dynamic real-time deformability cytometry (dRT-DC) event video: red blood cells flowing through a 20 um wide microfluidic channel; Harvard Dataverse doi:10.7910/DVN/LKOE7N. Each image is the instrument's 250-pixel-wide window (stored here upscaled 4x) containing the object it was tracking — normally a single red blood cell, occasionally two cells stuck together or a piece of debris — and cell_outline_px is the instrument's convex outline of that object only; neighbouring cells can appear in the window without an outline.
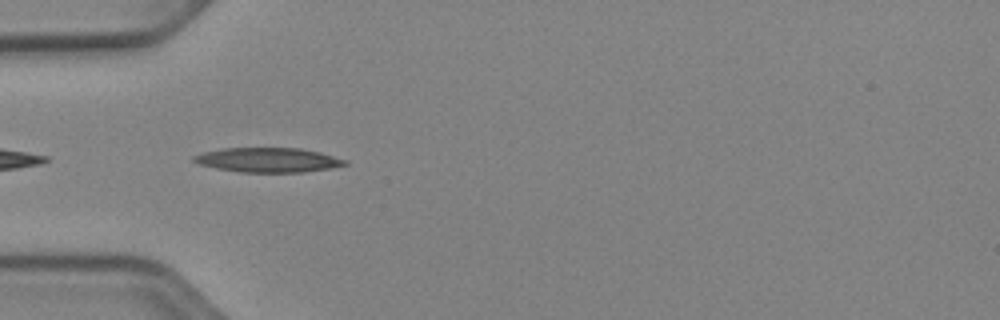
{"species": "Egyptian fruit bat (a non-hibernating species)", "species_latin": "Rousettus aegyptiacus", "temperature_condition": "cold", "stored_images_in_passage": 5, "camera_frame_rate_fps": 3000, "um_per_image_px": 0.085, "animal": {"sex": "female"}, "frame": {"image": 1, "passage_image": 2, "time_ms": 0.333, "image_size_px": [1000, 320], "cell_outline_px": [[348, 164], [332, 168], [304, 172], [240, 172], [216, 168], [200, 164], [192, 160], [192, 156], [204, 152], [220, 148], [300, 148], [320, 152], [348, 160]], "centroid_in_image_um": [22.81, 13.59], "position_along_channel_um": 62.2, "area_um2": 21.68}}
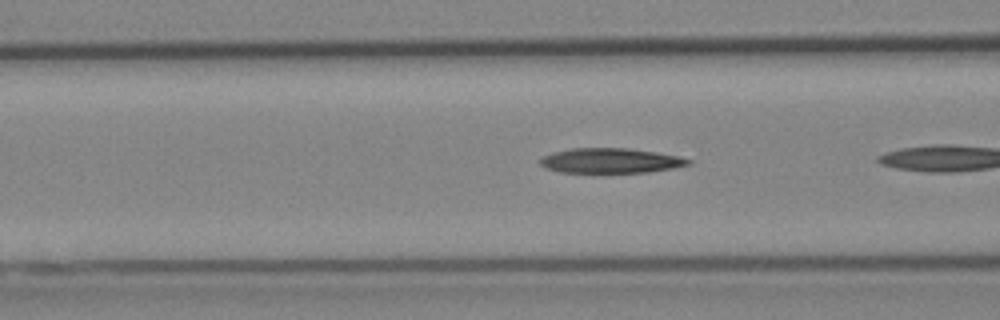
{"frame": {"image": 2, "passage_image": 4, "time_ms": 1.0, "image_size_px": [1000, 320], "cell_outline_px": [[692, 164], [672, 168], [648, 172], [560, 172], [548, 168], [540, 164], [540, 160], [544, 156], [552, 152], [572, 148], [628, 148], [656, 152], [680, 156], [692, 160]], "centroid_in_image_um": [51.94, 13.65], "position_along_channel_um": 114.7, "area_um2": 21.39}}